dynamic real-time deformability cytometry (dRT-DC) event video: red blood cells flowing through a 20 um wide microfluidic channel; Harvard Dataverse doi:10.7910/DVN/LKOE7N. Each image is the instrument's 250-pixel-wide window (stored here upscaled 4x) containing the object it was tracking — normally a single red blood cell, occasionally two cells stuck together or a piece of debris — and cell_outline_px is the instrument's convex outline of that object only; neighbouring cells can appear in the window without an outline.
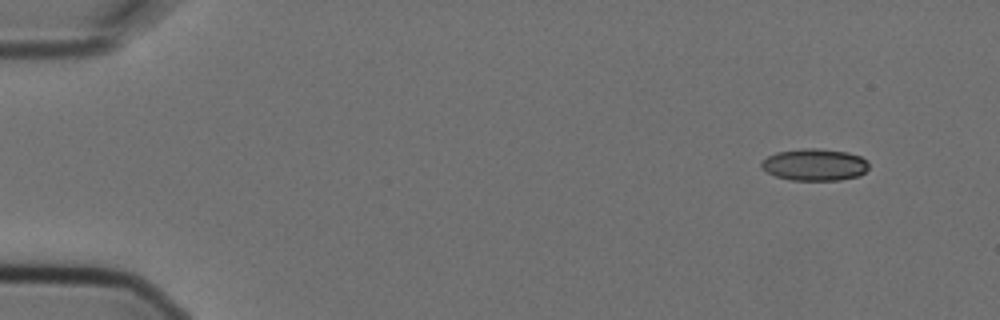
{"species": "Egyptian fruit bat (a non-hibernating species)", "species_latin": "Rousettus aegyptiacus", "temperature_condition": "cold", "stored_images_in_passage": 3, "camera_frame_rate_fps": 3000, "um_per_image_px": 0.085, "animal": {"sex": "female"}, "frame": {"image": 1, "passage_image": 1, "time_ms": 0.0, "image_size_px": [1000, 320], "cell_outline_px": [[868, 168], [860, 176], [840, 180], [792, 180], [776, 176], [768, 172], [760, 164], [768, 156], [776, 152], [804, 148], [816, 148], [848, 152], [860, 156], [868, 160]], "centroid_in_image_um": [69.29, 13.99], "position_along_channel_um": 15.7, "area_um2": 19.94}}